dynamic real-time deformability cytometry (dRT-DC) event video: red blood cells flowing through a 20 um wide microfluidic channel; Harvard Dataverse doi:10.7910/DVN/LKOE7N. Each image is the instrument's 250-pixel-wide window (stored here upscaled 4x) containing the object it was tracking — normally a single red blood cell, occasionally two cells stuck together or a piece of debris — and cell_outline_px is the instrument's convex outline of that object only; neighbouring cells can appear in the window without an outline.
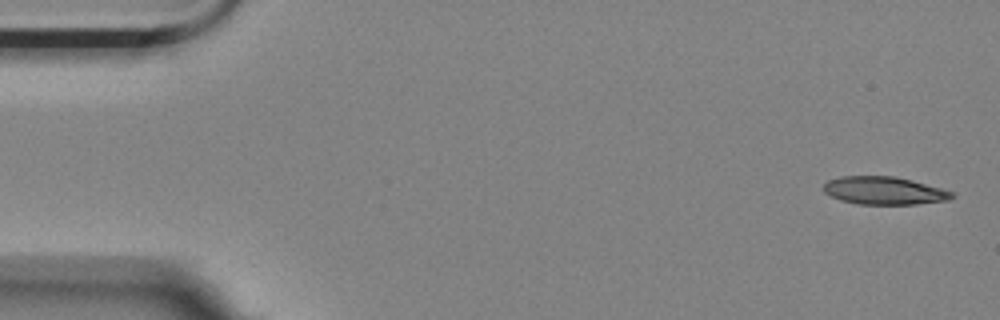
{"species": "Egyptian fruit bat (a non-hibernating species)", "species_latin": "Rousettus aegyptiacus", "temperature_condition": "room temperature", "stored_images_in_passage": 6, "segment_of_instrument_passage": [1, 2], "camera_frame_rate_fps": 3000, "um_per_image_px": 0.085, "animal": {"sex": "female"}, "frame": {"image": 1, "passage_image": 1, "time_ms": 0.0, "image_size_px": [1000, 320], "cell_outline_px": [[956, 196], [948, 200], [916, 204], [860, 204], [840, 200], [824, 192], [824, 184], [828, 180], [840, 176], [896, 176], [912, 180], [956, 192]], "centroid_in_image_um": [75.19, 16.2], "position_along_channel_um": 9.8, "area_um2": 20.92}}
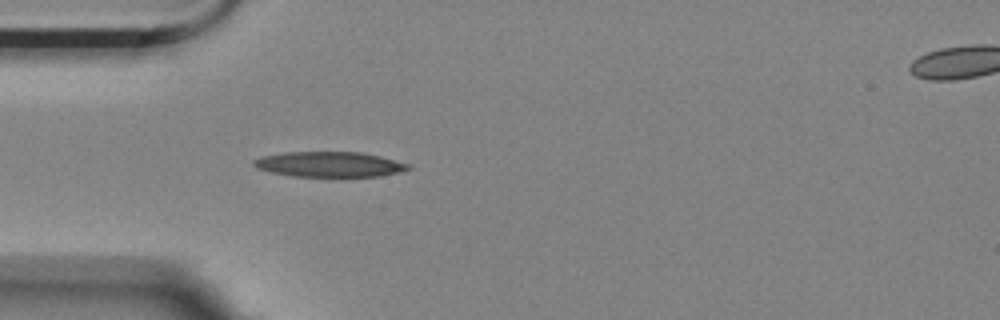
{"frame": {"image": 2, "passage_image": 5, "time_ms": 1.333, "image_size_px": [1000, 320], "cell_outline_px": [[412, 168], [400, 172], [380, 176], [292, 176], [272, 172], [256, 168], [252, 164], [252, 160], [260, 156], [284, 152], [360, 152], [380, 156], [412, 164]], "centroid_in_image_um": [28.01, 13.96], "position_along_channel_um": 57.0, "area_um2": 22.83}}